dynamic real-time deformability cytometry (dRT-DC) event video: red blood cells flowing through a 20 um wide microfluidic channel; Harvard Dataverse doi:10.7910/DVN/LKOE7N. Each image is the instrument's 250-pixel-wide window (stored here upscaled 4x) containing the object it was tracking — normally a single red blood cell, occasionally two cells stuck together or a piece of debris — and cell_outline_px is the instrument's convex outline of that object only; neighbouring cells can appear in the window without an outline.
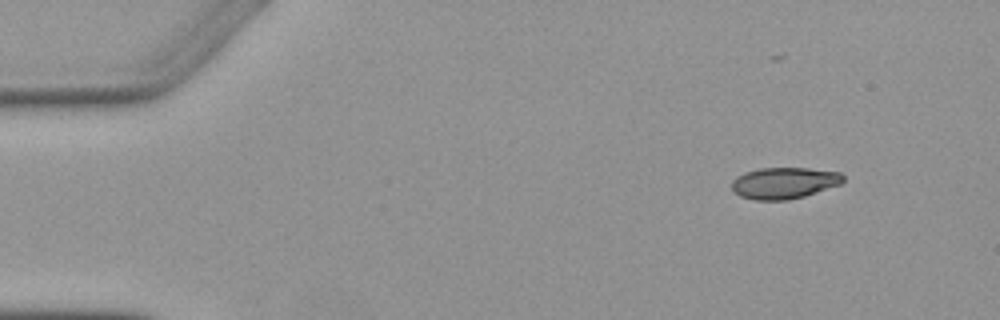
{"species": "Egyptian fruit bat (a non-hibernating species)", "species_latin": "Rousettus aegyptiacus", "temperature_condition": "warm", "stored_images_in_passage": 4, "camera_frame_rate_fps": 3000, "um_per_image_px": 0.085, "animal": {"sex": "female"}, "frame": {"image": 1, "passage_image": 1, "time_ms": 0.0, "image_size_px": [1000, 320], "cell_outline_px": [[844, 180], [840, 184], [804, 196], [788, 200], [756, 200], [740, 196], [732, 192], [732, 180], [736, 176], [744, 172], [760, 168], [808, 168], [840, 172], [844, 176]], "centroid_in_image_um": [66.62, 15.55], "position_along_channel_um": 18.4, "area_um2": 20.46}}
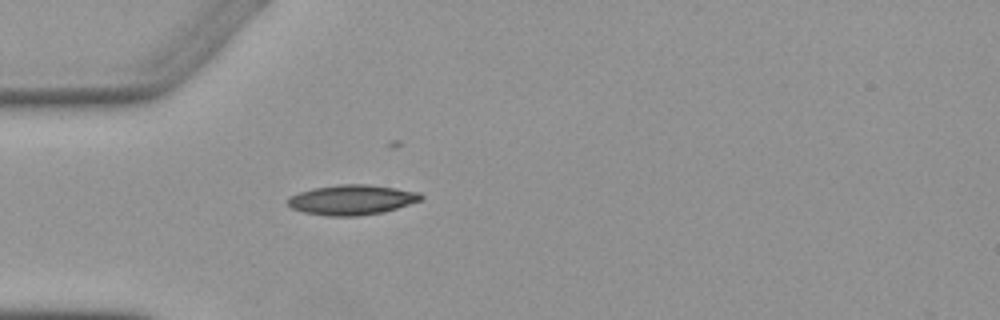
{"frame": {"image": 2, "passage_image": 3, "time_ms": 3.333, "image_size_px": [1000, 320], "cell_outline_px": [[424, 196], [420, 200], [384, 212], [360, 216], [328, 216], [304, 212], [292, 208], [288, 204], [288, 200], [292, 196], [300, 192], [312, 188], [340, 184], [368, 184], [396, 188], [420, 192]], "centroid_in_image_um": [29.93, 16.98], "position_along_channel_um": 55.1, "area_um2": 23.18}}